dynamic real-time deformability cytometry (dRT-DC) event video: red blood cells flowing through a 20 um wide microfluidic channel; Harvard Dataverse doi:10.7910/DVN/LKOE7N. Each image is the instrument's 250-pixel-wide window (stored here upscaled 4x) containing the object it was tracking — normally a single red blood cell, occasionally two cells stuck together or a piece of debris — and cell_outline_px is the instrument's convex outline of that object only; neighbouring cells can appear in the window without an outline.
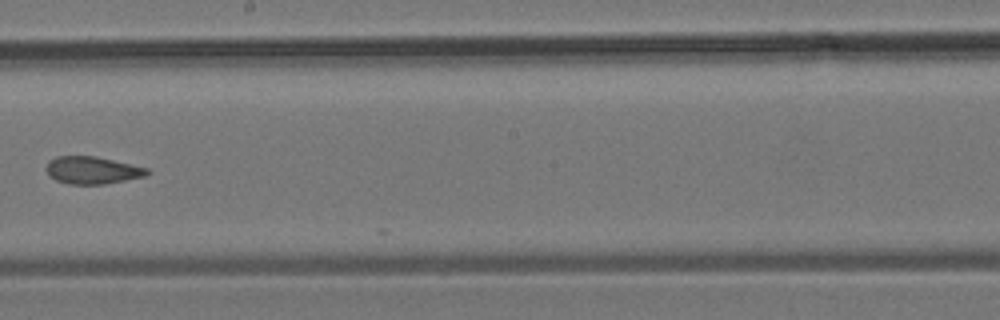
{"species": "common noctule bat (a hibernating species)", "species_latin": "Nyctalus noctula", "temperature_condition": "room temperature", "stored_images_in_passage": 20, "camera_frame_rate_fps": 3000, "um_per_image_px": 0.085, "animal": {"sex": "male", "body_mass_g": 19.2, "forearm_length_mm": 51.8}, "frame": {"image": 1, "passage_image": 19, "time_ms": 6.0, "image_size_px": [1000, 320], "cell_outline_px": [[148, 172], [144, 176], [104, 184], [68, 184], [56, 180], [44, 168], [48, 160], [56, 156], [96, 156], [148, 168]], "centroid_in_image_um": [7.79, 14.46], "position_along_channel_um": 240.4, "area_um2": 15.95}}